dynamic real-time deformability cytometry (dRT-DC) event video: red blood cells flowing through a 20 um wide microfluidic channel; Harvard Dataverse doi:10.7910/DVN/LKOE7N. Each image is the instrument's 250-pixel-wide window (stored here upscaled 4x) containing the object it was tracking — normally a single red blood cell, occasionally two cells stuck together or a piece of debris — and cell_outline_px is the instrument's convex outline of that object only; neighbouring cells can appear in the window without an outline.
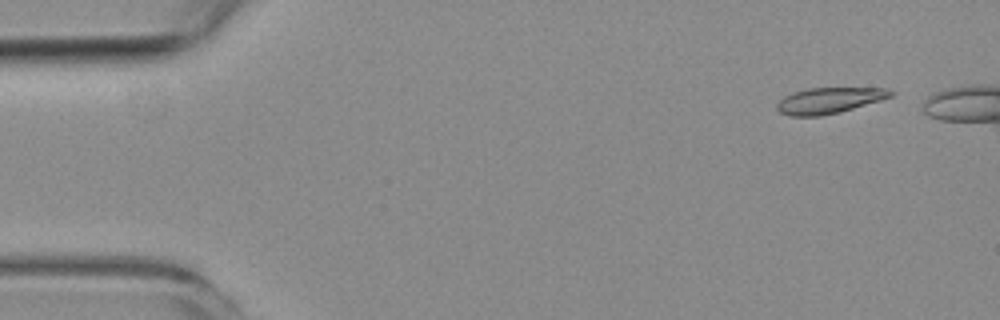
{"species": "common noctule bat (a hibernating species)", "species_latin": "Nyctalus noctula", "temperature_condition": "room temperature", "stored_images_in_passage": 8, "camera_frame_rate_fps": 3000, "um_per_image_px": 0.085, "animal": {"sex": "female", "body_mass_g": 19.3, "forearm_length_mm": 54.1}, "frame": {"image": 1, "passage_image": 1, "time_ms": 0.0, "image_size_px": [1000, 320], "cell_outline_px": [[896, 92], [892, 96], [880, 100], [840, 112], [820, 116], [788, 116], [780, 112], [776, 108], [776, 104], [784, 96], [792, 92], [808, 88], [888, 88]], "centroid_in_image_um": [70.46, 8.53], "position_along_channel_um": 14.5, "area_um2": 17.22}}
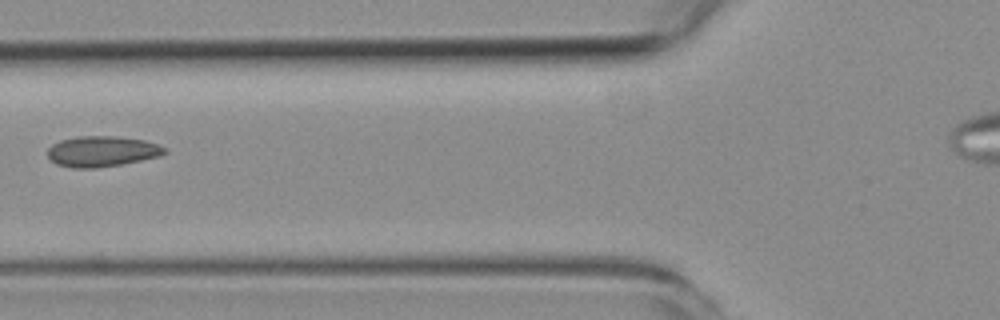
{"frame": {"image": 2, "passage_image": 7, "time_ms": 7.667, "image_size_px": [1000, 320], "cell_outline_px": [[168, 152], [160, 156], [120, 164], [96, 168], [72, 168], [56, 164], [48, 156], [48, 148], [52, 144], [60, 140], [76, 136], [116, 136], [144, 140], [156, 144], [164, 148]], "centroid_in_image_um": [8.64, 12.86], "position_along_channel_um": 117.2, "area_um2": 20.81}}
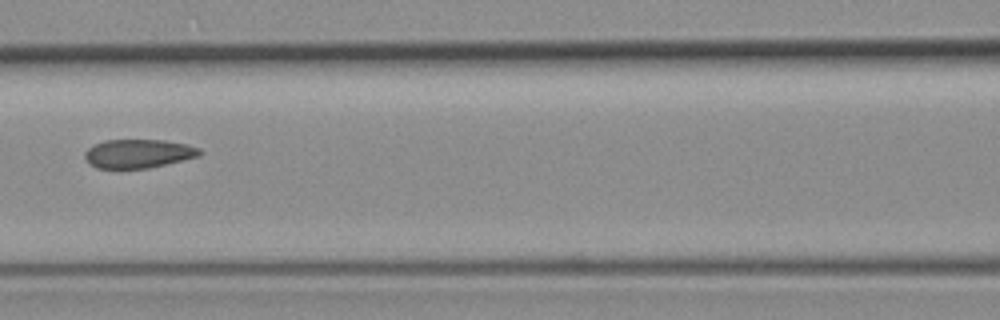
{"frame": {"image": 3, "passage_image": 8, "time_ms": 8.667, "image_size_px": [1000, 320], "cell_outline_px": [[204, 152], [200, 156], [148, 168], [96, 168], [88, 164], [84, 156], [84, 152], [88, 148], [104, 140], [164, 140], [188, 144], [200, 148]], "centroid_in_image_um": [11.77, 13.05], "position_along_channel_um": 154.8, "area_um2": 19.36}}